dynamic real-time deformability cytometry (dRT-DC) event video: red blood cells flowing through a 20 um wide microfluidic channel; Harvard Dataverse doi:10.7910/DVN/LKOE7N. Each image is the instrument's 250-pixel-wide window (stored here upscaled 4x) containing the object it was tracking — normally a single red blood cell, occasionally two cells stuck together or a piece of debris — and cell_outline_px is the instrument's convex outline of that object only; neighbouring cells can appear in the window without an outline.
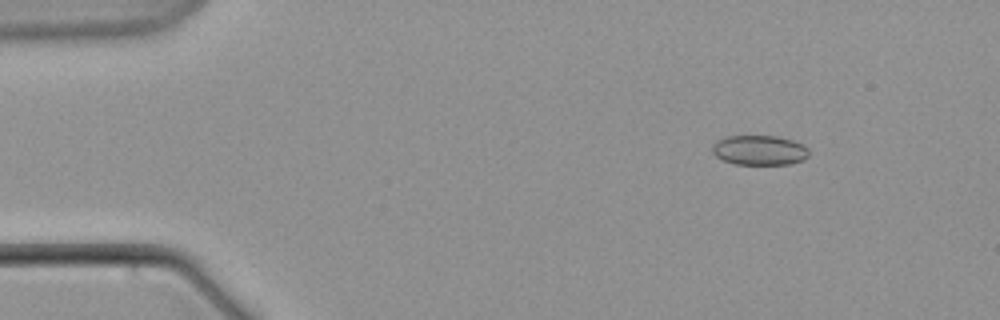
{"species": "common noctule bat (a hibernating species)", "species_latin": "Nyctalus noctula", "temperature_condition": "warm", "stored_images_in_passage": 9, "camera_frame_rate_fps": 3000, "um_per_image_px": 0.085, "animal": {"sex": "male", "body_mass_g": 21.5, "forearm_length_mm": 52.0}, "frame": {"image": 1, "passage_image": 2, "time_ms": 1.333, "image_size_px": [1000, 320], "cell_outline_px": [[808, 156], [804, 160], [788, 164], [736, 164], [724, 160], [716, 156], [712, 152], [712, 144], [716, 140], [724, 136], [776, 136], [792, 140], [804, 144], [808, 148]], "centroid_in_image_um": [64.55, 12.76], "position_along_channel_um": 20.5, "area_um2": 16.88}}
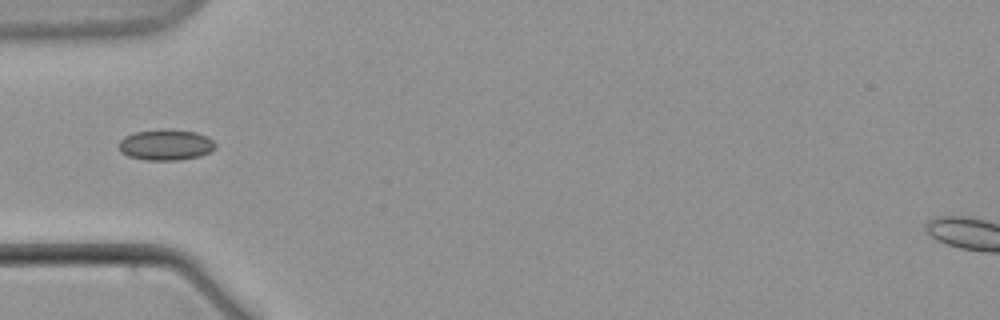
{"frame": {"image": 2, "passage_image": 6, "time_ms": 6.0, "image_size_px": [1000, 320], "cell_outline_px": [[216, 148], [200, 156], [176, 160], [144, 160], [128, 156], [120, 152], [120, 140], [124, 136], [136, 132], [160, 128], [168, 128], [196, 132], [208, 136], [216, 144]], "centroid_in_image_um": [14.1, 12.29], "position_along_channel_um": 70.9, "area_um2": 17.57}}
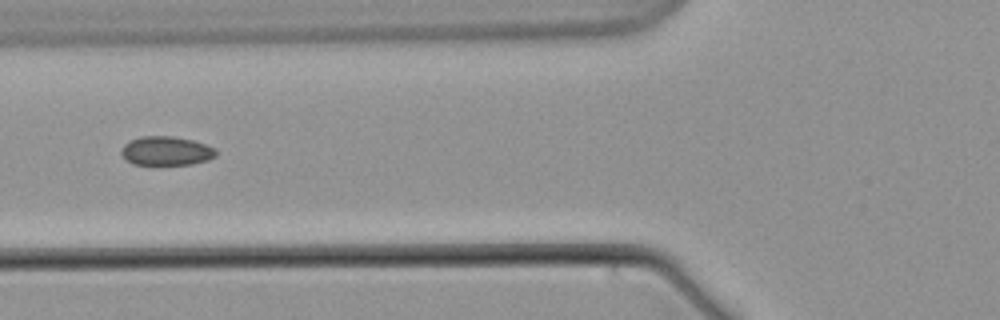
{"frame": {"image": 3, "passage_image": 7, "time_ms": 7.333, "image_size_px": [1000, 320], "cell_outline_px": [[216, 156], [208, 160], [192, 164], [132, 164], [120, 152], [124, 144], [140, 136], [172, 136], [192, 140], [216, 148]], "centroid_in_image_um": [14.15, 12.82], "position_along_channel_um": 111.7, "area_um2": 15.84}}